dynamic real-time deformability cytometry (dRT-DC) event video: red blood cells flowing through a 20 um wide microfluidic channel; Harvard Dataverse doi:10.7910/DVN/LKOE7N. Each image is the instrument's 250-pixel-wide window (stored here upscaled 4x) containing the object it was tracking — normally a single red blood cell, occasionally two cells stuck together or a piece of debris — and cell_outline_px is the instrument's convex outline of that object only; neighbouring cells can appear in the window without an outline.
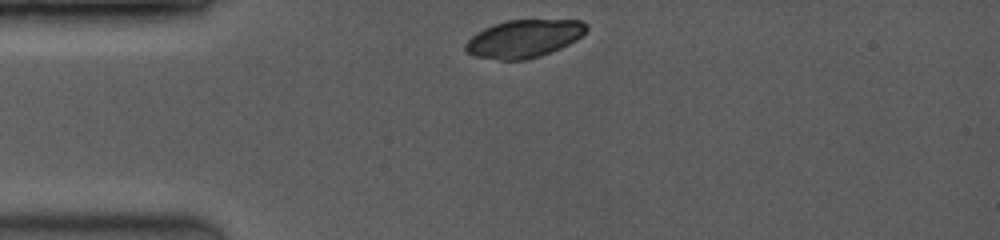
{"species": "common noctule bat (a hibernating species)", "species_latin": "Nyctalus noctula", "temperature_condition": "room temperature", "stored_images_in_passage": 7, "camera_frame_rate_fps": 3500, "um_per_image_px": 0.085, "animal": {"sex": "female", "body_mass_g": 19.0, "forearm_length_mm": 53.3}, "frame": {"image": 1, "passage_image": 1, "time_ms": 0.0, "image_size_px": [1000, 240], "cell_outline_px": [[588, 28], [576, 40], [560, 48], [540, 56], [524, 60], [500, 60], [476, 56], [468, 52], [464, 48], [464, 44], [476, 32], [492, 24], [508, 20], [580, 20], [588, 24]], "centroid_in_image_um": [44.52, 3.28], "position_along_channel_um": 40.5, "area_um2": 26.53}}
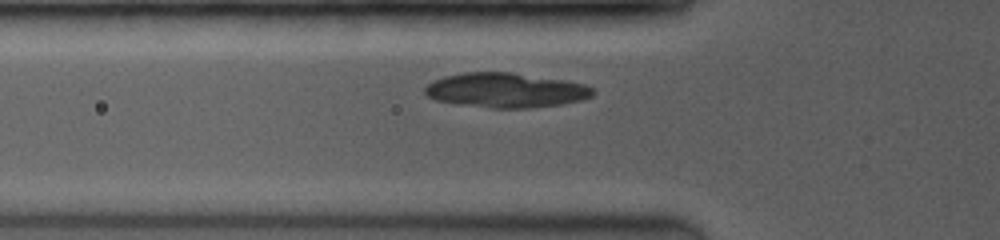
{"frame": {"image": 2, "passage_image": 4, "time_ms": 1.714, "image_size_px": [1000, 240], "cell_outline_px": [[596, 92], [592, 96], [580, 100], [564, 104], [528, 108], [492, 108], [456, 104], [436, 100], [428, 96], [424, 92], [424, 88], [432, 80], [444, 76], [464, 72], [512, 72], [564, 80], [584, 84], [592, 88]], "centroid_in_image_um": [42.97, 7.67], "position_along_channel_um": 82.8, "area_um2": 34.1}}
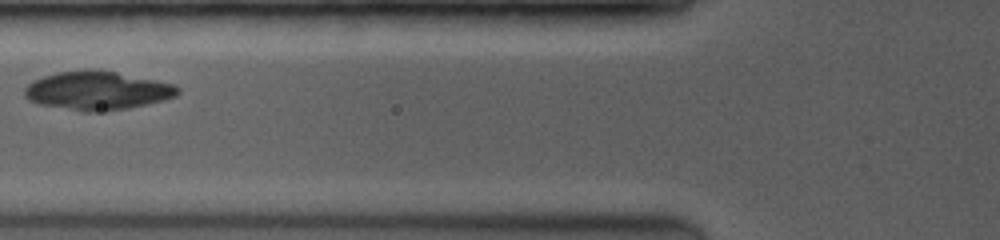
{"frame": {"image": 3, "passage_image": 6, "time_ms": 2.571, "image_size_px": [1000, 240], "cell_outline_px": [[180, 92], [176, 96], [164, 100], [128, 108], [92, 112], [84, 112], [40, 104], [28, 100], [24, 96], [24, 88], [32, 80], [56, 72], [88, 68], [116, 72], [172, 84], [180, 88]], "centroid_in_image_um": [8.22, 7.69], "position_along_channel_um": 117.6, "area_um2": 34.45}}